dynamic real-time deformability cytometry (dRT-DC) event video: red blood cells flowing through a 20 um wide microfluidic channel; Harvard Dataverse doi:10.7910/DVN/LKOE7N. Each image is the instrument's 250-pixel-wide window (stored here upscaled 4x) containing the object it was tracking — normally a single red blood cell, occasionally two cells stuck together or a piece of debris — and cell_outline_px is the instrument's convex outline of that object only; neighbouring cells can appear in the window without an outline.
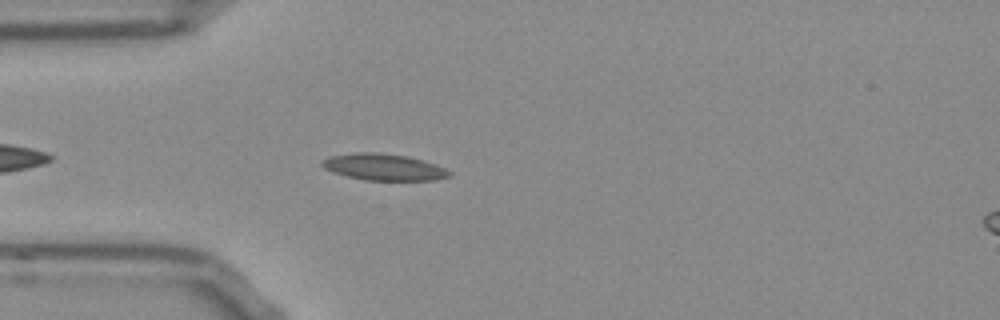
{"species": "Egyptian fruit bat (a non-hibernating species)", "species_latin": "Rousettus aegyptiacus", "temperature_condition": "room temperature", "stored_images_in_passage": 37, "camera_frame_rate_fps": 3000, "um_per_image_px": 0.085, "frame": {"image": 1, "passage_image": 5, "time_ms": 1.333, "image_size_px": [1000, 320], "cell_outline_px": [[452, 176], [436, 180], [364, 180], [332, 172], [324, 168], [320, 164], [320, 160], [332, 156], [360, 152], [380, 152], [408, 156], [424, 160], [436, 164], [452, 172]], "centroid_in_image_um": [32.65, 14.2], "position_along_channel_um": 52.4, "area_um2": 19.83}}
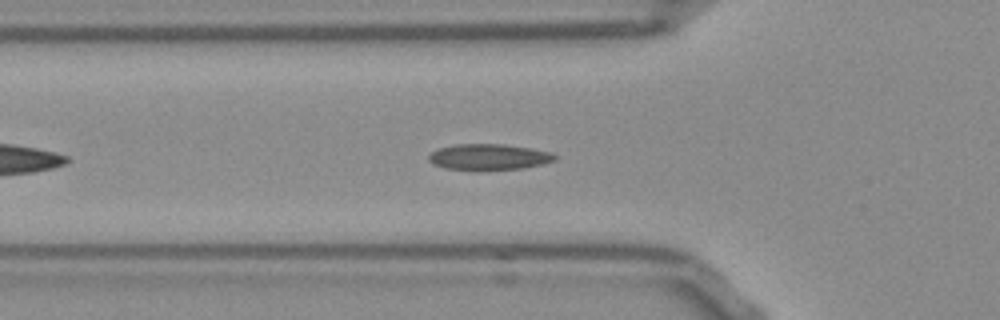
{"frame": {"image": 2, "passage_image": 8, "time_ms": 2.333, "image_size_px": [1000, 320], "cell_outline_px": [[556, 160], [524, 168], [476, 172], [444, 168], [432, 164], [428, 160], [428, 156], [432, 152], [440, 148], [456, 144], [504, 144], [532, 148], [548, 152], [556, 156]], "centroid_in_image_um": [41.5, 13.37], "position_along_channel_um": 84.3, "area_um2": 19.54}}
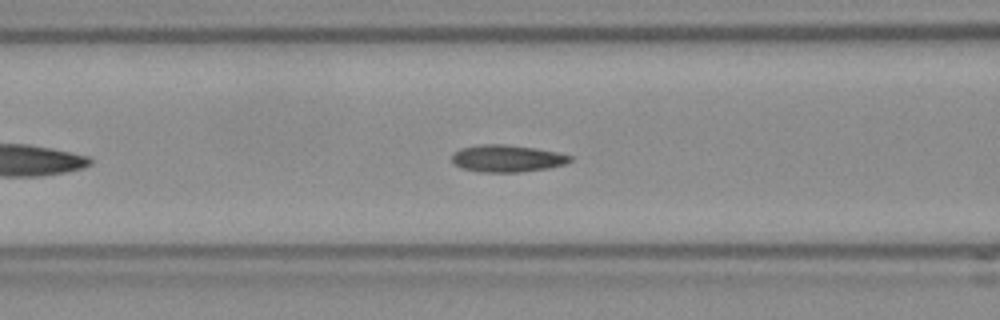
{"frame": {"image": 3, "passage_image": 11, "time_ms": 3.333, "image_size_px": [1000, 320], "cell_outline_px": [[572, 160], [564, 164], [548, 168], [520, 172], [484, 172], [460, 168], [452, 160], [452, 152], [460, 148], [476, 144], [508, 144], [536, 148], [556, 152], [572, 156]], "centroid_in_image_um": [43.07, 13.45], "position_along_channel_um": 123.5, "area_um2": 18.79}, "authors_computed_cell_mechanics": {"area_um2": 18.5538, "velocity_mm_per_s": 3.8451, "shape_relaxation_time_tau1_ms": null, "shape_relaxation_time_tau2_ms": 2.7412, "deformation_change_tau1": null, "deformation_change_tau2": 0.0785}}